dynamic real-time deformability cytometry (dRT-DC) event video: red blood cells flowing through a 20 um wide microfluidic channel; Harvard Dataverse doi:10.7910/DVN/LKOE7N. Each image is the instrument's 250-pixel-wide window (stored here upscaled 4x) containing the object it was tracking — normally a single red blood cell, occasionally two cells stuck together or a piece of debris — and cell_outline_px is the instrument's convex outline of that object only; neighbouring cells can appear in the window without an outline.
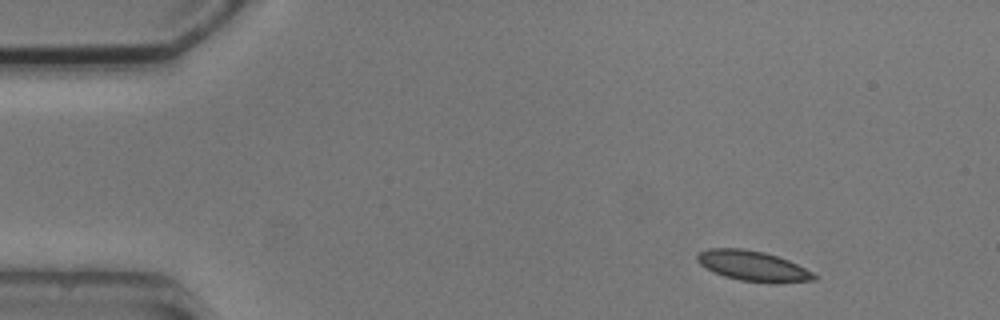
{"species": "common noctule bat (a hibernating species)", "species_latin": "Nyctalus noctula", "temperature_condition": "cold", "stored_images_in_passage": 4, "segment_of_instrument_passage": [1, 2], "camera_frame_rate_fps": 3000, "um_per_image_px": 0.085, "animal": {"sex": "male", "body_mass_g": 20.5, "forearm_length_mm": 52.5}, "frame": {"image": 1, "passage_image": 1, "time_ms": 0.0, "image_size_px": [1000, 320], "cell_outline_px": [[820, 276], [816, 280], [776, 284], [772, 284], [740, 280], [724, 276], [712, 272], [700, 264], [696, 260], [696, 256], [700, 252], [708, 248], [740, 248], [764, 252], [788, 260]], "centroid_in_image_um": [64.02, 22.63], "position_along_channel_um": 21.0, "area_um2": 20.81}}